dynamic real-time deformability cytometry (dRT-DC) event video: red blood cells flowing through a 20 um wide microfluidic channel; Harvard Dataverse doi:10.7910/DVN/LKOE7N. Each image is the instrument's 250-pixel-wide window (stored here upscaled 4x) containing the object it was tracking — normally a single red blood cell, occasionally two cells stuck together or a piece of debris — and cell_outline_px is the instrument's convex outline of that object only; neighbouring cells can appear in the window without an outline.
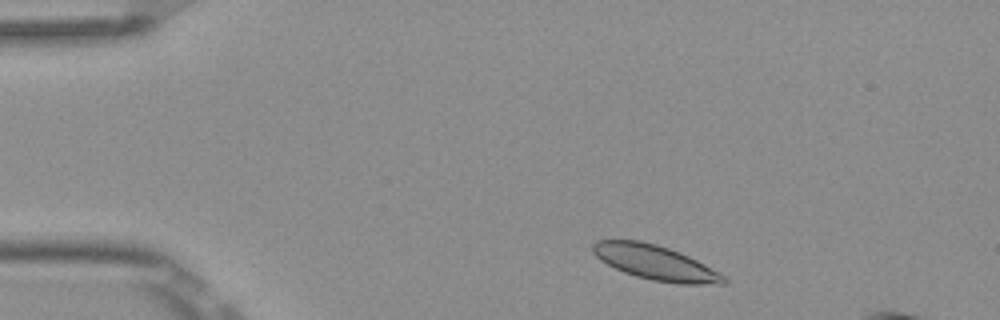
{"species": "Egyptian fruit bat (a non-hibernating species)", "species_latin": "Rousettus aegyptiacus", "temperature_condition": "room temperature", "stored_images_in_passage": 4, "camera_frame_rate_fps": 3000, "um_per_image_px": 0.085, "frame": {"image": 1, "passage_image": 1, "time_ms": 0.0, "image_size_px": [1000, 320], "cell_outline_px": [[728, 284], [680, 284], [652, 280], [636, 276], [624, 272], [600, 260], [592, 252], [592, 244], [596, 240], [640, 240], [656, 244], [680, 252], [704, 264], [724, 276], [728, 280]], "centroid_in_image_um": [55.69, 22.32], "position_along_channel_um": 29.3, "area_um2": 26.3}}